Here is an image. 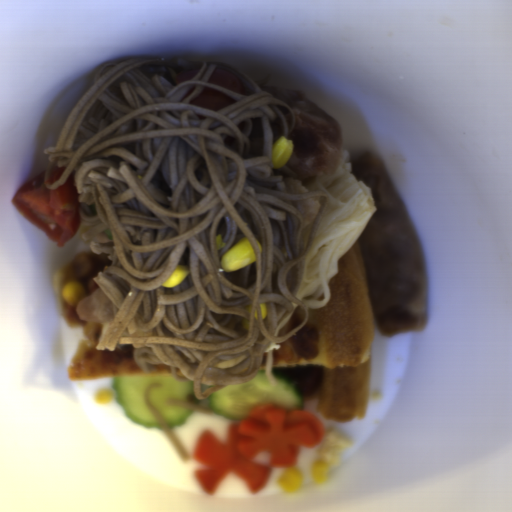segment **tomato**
Wrapping results in <instances>:
<instances>
[{
	"mask_svg": "<svg viewBox=\"0 0 512 512\" xmlns=\"http://www.w3.org/2000/svg\"><path fill=\"white\" fill-rule=\"evenodd\" d=\"M190 102L207 108L213 113L236 103L235 98L229 94L223 93L209 86H204L198 95L192 97Z\"/></svg>",
	"mask_w": 512,
	"mask_h": 512,
	"instance_id": "obj_2",
	"label": "tomato"
},
{
	"mask_svg": "<svg viewBox=\"0 0 512 512\" xmlns=\"http://www.w3.org/2000/svg\"><path fill=\"white\" fill-rule=\"evenodd\" d=\"M200 71L198 70H191V71H185V72H182V73H179L177 75H175V82L178 85L192 79L193 77H195Z\"/></svg>",
	"mask_w": 512,
	"mask_h": 512,
	"instance_id": "obj_4",
	"label": "tomato"
},
{
	"mask_svg": "<svg viewBox=\"0 0 512 512\" xmlns=\"http://www.w3.org/2000/svg\"><path fill=\"white\" fill-rule=\"evenodd\" d=\"M46 174L43 169L24 182L11 200L24 217L61 248L76 235L81 224L76 169H72L70 176L56 188L47 186Z\"/></svg>",
	"mask_w": 512,
	"mask_h": 512,
	"instance_id": "obj_1",
	"label": "tomato"
},
{
	"mask_svg": "<svg viewBox=\"0 0 512 512\" xmlns=\"http://www.w3.org/2000/svg\"><path fill=\"white\" fill-rule=\"evenodd\" d=\"M207 81L241 94V82L228 70H213Z\"/></svg>",
	"mask_w": 512,
	"mask_h": 512,
	"instance_id": "obj_3",
	"label": "tomato"
},
{
	"mask_svg": "<svg viewBox=\"0 0 512 512\" xmlns=\"http://www.w3.org/2000/svg\"><path fill=\"white\" fill-rule=\"evenodd\" d=\"M67 165H56L55 168L50 171L49 180L51 181H58L61 179Z\"/></svg>",
	"mask_w": 512,
	"mask_h": 512,
	"instance_id": "obj_5",
	"label": "tomato"
}]
</instances>
